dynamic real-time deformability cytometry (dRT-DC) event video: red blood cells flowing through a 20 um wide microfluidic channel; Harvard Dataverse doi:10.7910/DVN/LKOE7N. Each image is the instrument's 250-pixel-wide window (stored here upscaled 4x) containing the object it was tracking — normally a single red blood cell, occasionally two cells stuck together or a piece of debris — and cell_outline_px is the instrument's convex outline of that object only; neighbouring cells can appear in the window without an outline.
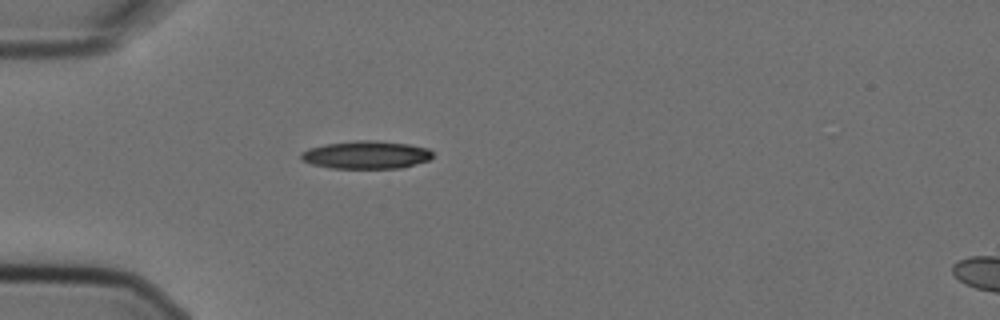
{"species": "Egyptian fruit bat (a non-hibernating species)", "species_latin": "Rousettus aegyptiacus", "temperature_condition": "cold", "stored_images_in_passage": 4, "camera_frame_rate_fps": 3000, "um_per_image_px": 0.085, "animal": {"sex": "female"}, "frame": {"image": 1, "passage_image": 4, "time_ms": 1.0, "image_size_px": [1000, 320], "cell_outline_px": [[432, 156], [428, 160], [400, 168], [328, 168], [312, 164], [300, 160], [300, 152], [308, 148], [324, 144], [356, 140], [372, 140], [408, 144], [428, 148], [432, 152]], "centroid_in_image_um": [31.06, 13.16], "position_along_channel_um": 53.9, "area_um2": 21.44}}